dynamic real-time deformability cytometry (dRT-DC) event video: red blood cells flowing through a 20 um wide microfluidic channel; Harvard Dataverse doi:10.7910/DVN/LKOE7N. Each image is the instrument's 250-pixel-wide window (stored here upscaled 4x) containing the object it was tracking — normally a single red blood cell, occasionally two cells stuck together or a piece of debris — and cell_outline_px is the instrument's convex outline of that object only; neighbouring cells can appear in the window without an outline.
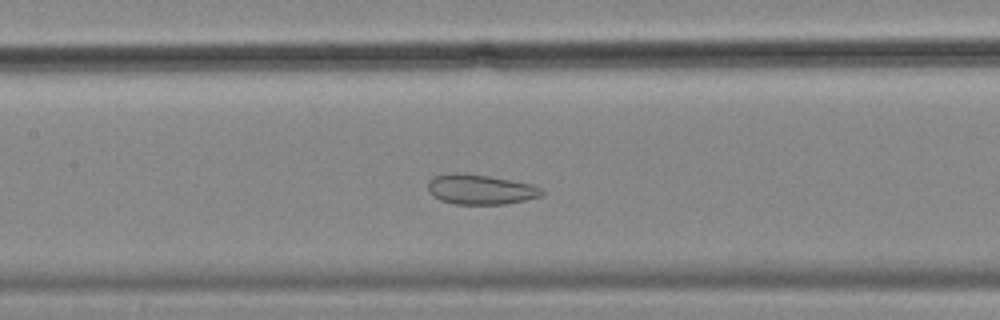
{"species": "common noctule bat (a hibernating species)", "species_latin": "Nyctalus noctula", "temperature_condition": "cold", "stored_images_in_passage": 43, "camera_frame_rate_fps": 3000, "um_per_image_px": 0.085, "animal": {"sex": "female", "body_mass_g": 18.4}, "frame": {"image": 1, "passage_image": 12, "time_ms": 3.667, "image_size_px": [1000, 320], "cell_outline_px": [[544, 192], [540, 196], [524, 200], [504, 204], [456, 204], [440, 200], [432, 196], [428, 192], [428, 184], [436, 176], [456, 172], [488, 176], [532, 184], [544, 188]], "centroid_in_image_um": [40.85, 16.11], "position_along_channel_um": 166.6, "area_um2": 19.71}}
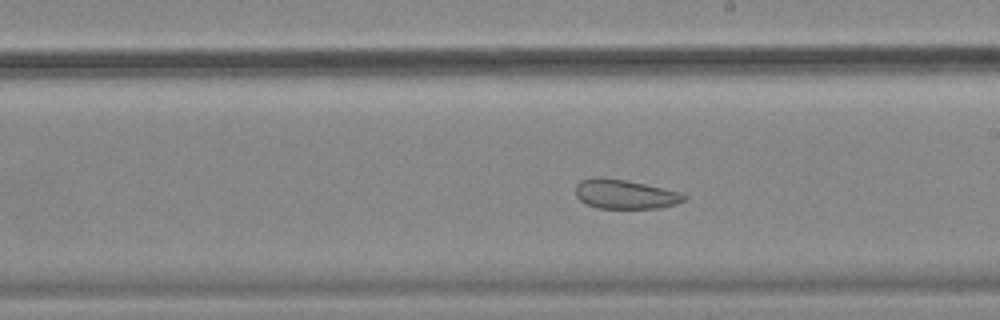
{"frame": {"image": 2, "passage_image": 18, "time_ms": 5.667, "image_size_px": [1000, 320], "cell_outline_px": [[688, 196], [684, 200], [660, 208], [596, 208], [580, 200], [576, 196], [576, 184], [580, 180], [596, 176], [600, 176], [624, 180], [644, 184], [680, 192]], "centroid_in_image_um": [53.07, 16.5], "position_along_channel_um": 235.9, "area_um2": 18.38}}
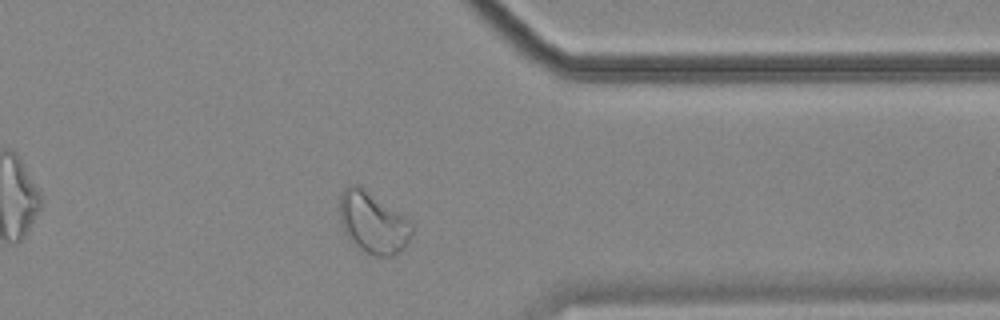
{"frame": {"image": 3, "passage_image": 31, "time_ms": 10.0, "image_size_px": [1000, 320], "cell_outline_px": [[416, 228], [408, 244], [400, 252], [392, 256], [376, 256], [360, 248], [348, 240], [344, 232], [340, 220], [340, 192], [348, 184], [360, 184], [412, 220]], "centroid_in_image_um": [31.75, 18.89], "position_along_channel_um": 379.6, "area_um2": 26.7}, "authors_computed_cell_mechanics": {"area_um2": 23.4668, "velocity_mm_per_s": 3.4885, "shape_relaxation_time_tau1_ms": null, "shape_relaxation_time_tau2_ms": 2.7886, "deformation_change_tau1": null, "deformation_change_tau2": 0.083}}